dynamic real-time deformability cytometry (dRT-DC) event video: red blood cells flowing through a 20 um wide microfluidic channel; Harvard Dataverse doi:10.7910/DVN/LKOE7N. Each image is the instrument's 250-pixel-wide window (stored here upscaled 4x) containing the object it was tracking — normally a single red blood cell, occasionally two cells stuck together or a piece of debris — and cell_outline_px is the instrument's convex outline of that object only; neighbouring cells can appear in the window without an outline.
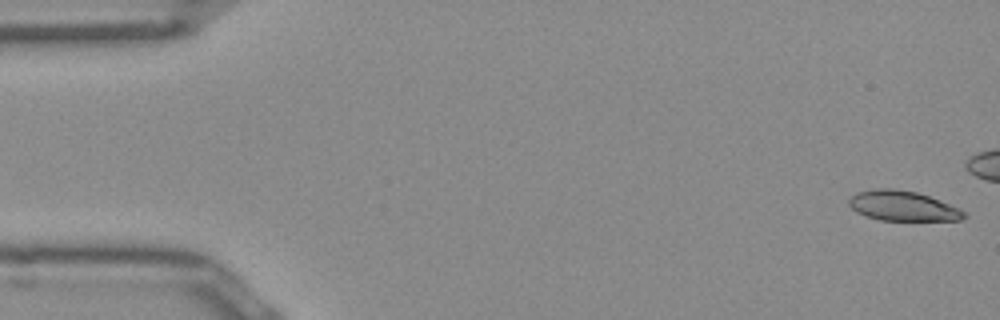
{"species": "Egyptian fruit bat (a non-hibernating species)", "species_latin": "Rousettus aegyptiacus", "temperature_condition": "room temperature", "stored_images_in_passage": 42, "camera_frame_rate_fps": 3000, "um_per_image_px": 0.085, "frame": {"image": 1, "passage_image": 1, "time_ms": 0.0, "image_size_px": [1000, 320], "cell_outline_px": [[964, 216], [960, 220], [880, 220], [864, 216], [856, 212], [848, 204], [848, 200], [856, 192], [880, 188], [892, 188], [916, 192], [928, 196], [948, 204], [964, 212]], "centroid_in_image_um": [76.65, 17.5], "position_along_channel_um": 8.4, "area_um2": 19.77}}
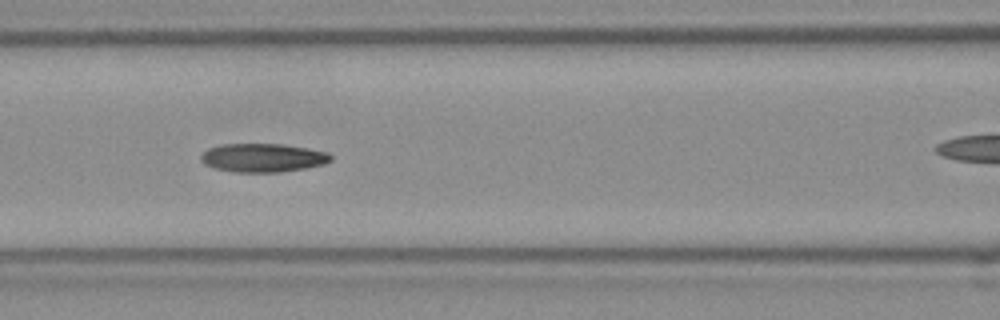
{"frame": {"image": 2, "passage_image": 21, "time_ms": 6.667, "image_size_px": [1000, 320], "cell_outline_px": [[332, 160], [324, 164], [304, 168], [280, 172], [232, 172], [212, 168], [204, 164], [200, 160], [200, 156], [208, 148], [220, 144], [280, 144], [328, 152], [332, 156]], "centroid_in_image_um": [22.29, 13.41], "position_along_channel_um": 144.3, "area_um2": 21.68}}
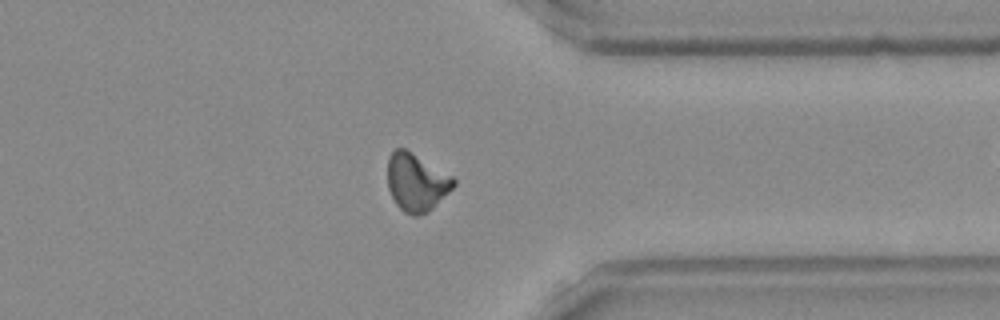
{"frame": {"image": 3, "passage_image": 39, "time_ms": 12.667, "image_size_px": [1000, 320], "cell_outline_px": [[456, 184], [428, 212], [416, 216], [412, 216], [404, 212], [396, 204], [388, 188], [388, 156], [396, 148], [404, 148], [452, 176], [456, 180]], "centroid_in_image_um": [35.38, 15.5], "position_along_channel_um": 376.0, "area_um2": 21.91}, "authors_computed_cell_mechanics": {"area_um2": 21.2126, "velocity_mm_per_s": 3.9812, "shape_relaxation_time_tau1_ms": 7.0964, "shape_relaxation_time_tau2_ms": 6.8937, "deformation_change_tau1": 0.1949, "deformation_change_tau2": 0.1615}}